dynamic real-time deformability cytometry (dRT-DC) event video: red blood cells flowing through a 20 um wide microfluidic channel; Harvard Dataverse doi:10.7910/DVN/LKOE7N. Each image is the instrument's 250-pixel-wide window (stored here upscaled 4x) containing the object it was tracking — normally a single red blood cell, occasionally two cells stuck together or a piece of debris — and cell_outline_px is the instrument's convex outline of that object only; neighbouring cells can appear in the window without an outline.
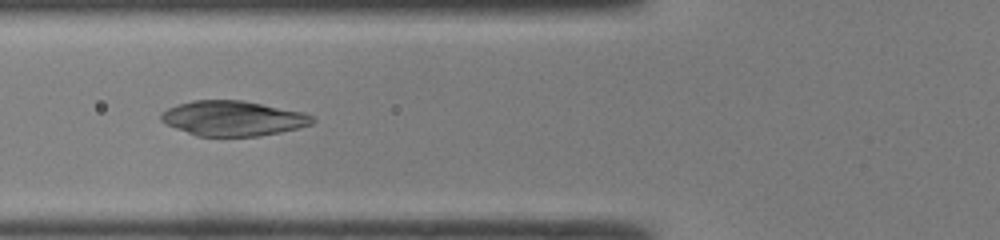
{"species": "common noctule bat (a hibernating species)", "species_latin": "Nyctalus noctula", "temperature_condition": "room temperature", "stored_images_in_passage": 37, "camera_frame_rate_fps": 3000, "um_per_image_px": 0.085, "animal": {"sex": "male", "body_mass_g": 19.0, "forearm_length_mm": 50.8}, "frame": {"image": 1, "passage_image": 8, "time_ms": 2.333, "image_size_px": [1000, 240], "cell_outline_px": [[316, 120], [312, 124], [300, 128], [260, 136], [196, 136], [164, 124], [160, 120], [160, 116], [168, 108], [176, 104], [192, 100], [244, 100], [304, 112], [312, 116]], "centroid_in_image_um": [19.8, 10.06], "position_along_channel_um": 106.0, "area_um2": 31.15}}
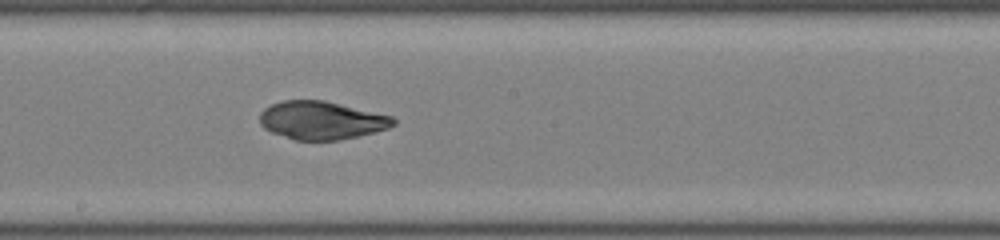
{"frame": {"image": 2, "passage_image": 16, "time_ms": 5.0, "image_size_px": [1000, 240], "cell_outline_px": [[396, 124], [388, 128], [356, 136], [336, 140], [296, 140], [272, 132], [264, 128], [260, 124], [260, 112], [264, 108], [272, 104], [284, 100], [324, 100], [392, 116], [396, 120]], "centroid_in_image_um": [27.31, 10.22], "position_along_channel_um": 220.9, "area_um2": 29.42}}
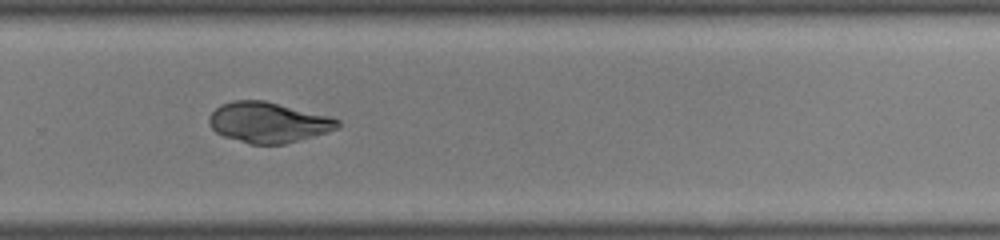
{"frame": {"image": 3, "passage_image": 22, "time_ms": 7.0, "image_size_px": [1000, 240], "cell_outline_px": [[340, 128], [328, 132], [284, 144], [248, 144], [224, 136], [216, 132], [212, 128], [208, 120], [208, 116], [220, 104], [232, 100], [264, 100], [332, 116], [340, 120]], "centroid_in_image_um": [22.82, 10.39], "position_along_channel_um": 307.0, "area_um2": 30.58}}